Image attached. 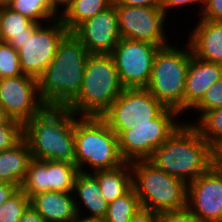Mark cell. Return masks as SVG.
Wrapping results in <instances>:
<instances>
[{
	"mask_svg": "<svg viewBox=\"0 0 222 222\" xmlns=\"http://www.w3.org/2000/svg\"><path fill=\"white\" fill-rule=\"evenodd\" d=\"M88 56L72 32L62 38L53 60L37 79L39 97L46 107H67L78 96Z\"/></svg>",
	"mask_w": 222,
	"mask_h": 222,
	"instance_id": "6da1fadb",
	"label": "cell"
},
{
	"mask_svg": "<svg viewBox=\"0 0 222 222\" xmlns=\"http://www.w3.org/2000/svg\"><path fill=\"white\" fill-rule=\"evenodd\" d=\"M148 160L188 184L216 163V150L192 124L183 122Z\"/></svg>",
	"mask_w": 222,
	"mask_h": 222,
	"instance_id": "7a4b0ae2",
	"label": "cell"
},
{
	"mask_svg": "<svg viewBox=\"0 0 222 222\" xmlns=\"http://www.w3.org/2000/svg\"><path fill=\"white\" fill-rule=\"evenodd\" d=\"M32 158L75 163L74 114L67 107H45L23 125Z\"/></svg>",
	"mask_w": 222,
	"mask_h": 222,
	"instance_id": "3957f363",
	"label": "cell"
},
{
	"mask_svg": "<svg viewBox=\"0 0 222 222\" xmlns=\"http://www.w3.org/2000/svg\"><path fill=\"white\" fill-rule=\"evenodd\" d=\"M125 88L111 54H89L78 96L67 106L77 117H101Z\"/></svg>",
	"mask_w": 222,
	"mask_h": 222,
	"instance_id": "277c9868",
	"label": "cell"
},
{
	"mask_svg": "<svg viewBox=\"0 0 222 222\" xmlns=\"http://www.w3.org/2000/svg\"><path fill=\"white\" fill-rule=\"evenodd\" d=\"M74 138L75 164L80 172L113 169L125 163L117 134L101 117L74 115Z\"/></svg>",
	"mask_w": 222,
	"mask_h": 222,
	"instance_id": "5b68a950",
	"label": "cell"
},
{
	"mask_svg": "<svg viewBox=\"0 0 222 222\" xmlns=\"http://www.w3.org/2000/svg\"><path fill=\"white\" fill-rule=\"evenodd\" d=\"M132 186L141 207L156 213L187 208V184L149 160L131 162Z\"/></svg>",
	"mask_w": 222,
	"mask_h": 222,
	"instance_id": "8992f818",
	"label": "cell"
},
{
	"mask_svg": "<svg viewBox=\"0 0 222 222\" xmlns=\"http://www.w3.org/2000/svg\"><path fill=\"white\" fill-rule=\"evenodd\" d=\"M171 43L157 51L146 89L165 107L184 115V90L190 58L189 44L178 48Z\"/></svg>",
	"mask_w": 222,
	"mask_h": 222,
	"instance_id": "52a82bcc",
	"label": "cell"
},
{
	"mask_svg": "<svg viewBox=\"0 0 222 222\" xmlns=\"http://www.w3.org/2000/svg\"><path fill=\"white\" fill-rule=\"evenodd\" d=\"M178 116L176 110L165 108L151 120V124L124 130L118 136V145L125 162L148 160L154 150L162 145L182 123L178 120Z\"/></svg>",
	"mask_w": 222,
	"mask_h": 222,
	"instance_id": "ba28073f",
	"label": "cell"
},
{
	"mask_svg": "<svg viewBox=\"0 0 222 222\" xmlns=\"http://www.w3.org/2000/svg\"><path fill=\"white\" fill-rule=\"evenodd\" d=\"M165 107L146 88H125L101 116L119 136L132 127L149 125Z\"/></svg>",
	"mask_w": 222,
	"mask_h": 222,
	"instance_id": "9c48e42d",
	"label": "cell"
},
{
	"mask_svg": "<svg viewBox=\"0 0 222 222\" xmlns=\"http://www.w3.org/2000/svg\"><path fill=\"white\" fill-rule=\"evenodd\" d=\"M161 46L145 41L121 38L111 55L124 88H146L154 57Z\"/></svg>",
	"mask_w": 222,
	"mask_h": 222,
	"instance_id": "30bf717a",
	"label": "cell"
},
{
	"mask_svg": "<svg viewBox=\"0 0 222 222\" xmlns=\"http://www.w3.org/2000/svg\"><path fill=\"white\" fill-rule=\"evenodd\" d=\"M67 33L60 18L48 25L40 24L18 50L23 74L38 79L53 60L58 44Z\"/></svg>",
	"mask_w": 222,
	"mask_h": 222,
	"instance_id": "8fae6325",
	"label": "cell"
},
{
	"mask_svg": "<svg viewBox=\"0 0 222 222\" xmlns=\"http://www.w3.org/2000/svg\"><path fill=\"white\" fill-rule=\"evenodd\" d=\"M115 8L121 38L145 41L161 47L170 44L164 30L168 19L162 9L136 6Z\"/></svg>",
	"mask_w": 222,
	"mask_h": 222,
	"instance_id": "7c38bea8",
	"label": "cell"
},
{
	"mask_svg": "<svg viewBox=\"0 0 222 222\" xmlns=\"http://www.w3.org/2000/svg\"><path fill=\"white\" fill-rule=\"evenodd\" d=\"M0 106L23 125L46 107L39 97L37 79L24 74L0 79Z\"/></svg>",
	"mask_w": 222,
	"mask_h": 222,
	"instance_id": "4fadbf2b",
	"label": "cell"
},
{
	"mask_svg": "<svg viewBox=\"0 0 222 222\" xmlns=\"http://www.w3.org/2000/svg\"><path fill=\"white\" fill-rule=\"evenodd\" d=\"M79 172L75 163L32 159L19 188L29 199L43 192H73Z\"/></svg>",
	"mask_w": 222,
	"mask_h": 222,
	"instance_id": "5bb4252c",
	"label": "cell"
},
{
	"mask_svg": "<svg viewBox=\"0 0 222 222\" xmlns=\"http://www.w3.org/2000/svg\"><path fill=\"white\" fill-rule=\"evenodd\" d=\"M187 209L201 222H222V168L217 163L187 184Z\"/></svg>",
	"mask_w": 222,
	"mask_h": 222,
	"instance_id": "9a60e30c",
	"label": "cell"
},
{
	"mask_svg": "<svg viewBox=\"0 0 222 222\" xmlns=\"http://www.w3.org/2000/svg\"><path fill=\"white\" fill-rule=\"evenodd\" d=\"M72 33L89 54H111L121 39L115 5L84 21Z\"/></svg>",
	"mask_w": 222,
	"mask_h": 222,
	"instance_id": "2e32d148",
	"label": "cell"
},
{
	"mask_svg": "<svg viewBox=\"0 0 222 222\" xmlns=\"http://www.w3.org/2000/svg\"><path fill=\"white\" fill-rule=\"evenodd\" d=\"M222 76V65L191 56L184 90V114L204 96L207 89Z\"/></svg>",
	"mask_w": 222,
	"mask_h": 222,
	"instance_id": "e0dca14e",
	"label": "cell"
},
{
	"mask_svg": "<svg viewBox=\"0 0 222 222\" xmlns=\"http://www.w3.org/2000/svg\"><path fill=\"white\" fill-rule=\"evenodd\" d=\"M188 38L195 57L222 65V22L199 19Z\"/></svg>",
	"mask_w": 222,
	"mask_h": 222,
	"instance_id": "ac0fdd59",
	"label": "cell"
},
{
	"mask_svg": "<svg viewBox=\"0 0 222 222\" xmlns=\"http://www.w3.org/2000/svg\"><path fill=\"white\" fill-rule=\"evenodd\" d=\"M73 192H43L30 198V205L47 222H69L76 214Z\"/></svg>",
	"mask_w": 222,
	"mask_h": 222,
	"instance_id": "d6986e66",
	"label": "cell"
},
{
	"mask_svg": "<svg viewBox=\"0 0 222 222\" xmlns=\"http://www.w3.org/2000/svg\"><path fill=\"white\" fill-rule=\"evenodd\" d=\"M73 193H75L73 196L78 214H82V216H84L80 211L82 206L77 203L80 200L81 204H84V208L90 211L89 217L100 219L105 217L108 210V203L103 197V193L100 190L97 179L91 173L79 172L77 174ZM77 198L79 200H77Z\"/></svg>",
	"mask_w": 222,
	"mask_h": 222,
	"instance_id": "ffe728a7",
	"label": "cell"
},
{
	"mask_svg": "<svg viewBox=\"0 0 222 222\" xmlns=\"http://www.w3.org/2000/svg\"><path fill=\"white\" fill-rule=\"evenodd\" d=\"M26 140L0 152V182H9L20 187L32 160Z\"/></svg>",
	"mask_w": 222,
	"mask_h": 222,
	"instance_id": "44dd1931",
	"label": "cell"
},
{
	"mask_svg": "<svg viewBox=\"0 0 222 222\" xmlns=\"http://www.w3.org/2000/svg\"><path fill=\"white\" fill-rule=\"evenodd\" d=\"M90 173L97 179L108 204L126 194L133 187L131 162H125L113 169L96 170Z\"/></svg>",
	"mask_w": 222,
	"mask_h": 222,
	"instance_id": "7402d4cb",
	"label": "cell"
},
{
	"mask_svg": "<svg viewBox=\"0 0 222 222\" xmlns=\"http://www.w3.org/2000/svg\"><path fill=\"white\" fill-rule=\"evenodd\" d=\"M39 25L8 7L0 8V41L9 43L17 51Z\"/></svg>",
	"mask_w": 222,
	"mask_h": 222,
	"instance_id": "603a6c76",
	"label": "cell"
},
{
	"mask_svg": "<svg viewBox=\"0 0 222 222\" xmlns=\"http://www.w3.org/2000/svg\"><path fill=\"white\" fill-rule=\"evenodd\" d=\"M113 4V0H71L59 18L68 32H73L84 21L93 18Z\"/></svg>",
	"mask_w": 222,
	"mask_h": 222,
	"instance_id": "cb8c5ba5",
	"label": "cell"
},
{
	"mask_svg": "<svg viewBox=\"0 0 222 222\" xmlns=\"http://www.w3.org/2000/svg\"><path fill=\"white\" fill-rule=\"evenodd\" d=\"M7 7L24 15L34 23H49L59 18V14L49 5L47 0H12Z\"/></svg>",
	"mask_w": 222,
	"mask_h": 222,
	"instance_id": "d4e9b609",
	"label": "cell"
},
{
	"mask_svg": "<svg viewBox=\"0 0 222 222\" xmlns=\"http://www.w3.org/2000/svg\"><path fill=\"white\" fill-rule=\"evenodd\" d=\"M199 122L191 123L216 151L222 146V108L204 112Z\"/></svg>",
	"mask_w": 222,
	"mask_h": 222,
	"instance_id": "484cf974",
	"label": "cell"
},
{
	"mask_svg": "<svg viewBox=\"0 0 222 222\" xmlns=\"http://www.w3.org/2000/svg\"><path fill=\"white\" fill-rule=\"evenodd\" d=\"M140 208L139 198L132 187L126 194L108 204L103 222H129Z\"/></svg>",
	"mask_w": 222,
	"mask_h": 222,
	"instance_id": "4316f807",
	"label": "cell"
},
{
	"mask_svg": "<svg viewBox=\"0 0 222 222\" xmlns=\"http://www.w3.org/2000/svg\"><path fill=\"white\" fill-rule=\"evenodd\" d=\"M29 205V197L19 188L7 202L0 205V222H19Z\"/></svg>",
	"mask_w": 222,
	"mask_h": 222,
	"instance_id": "83f0119b",
	"label": "cell"
},
{
	"mask_svg": "<svg viewBox=\"0 0 222 222\" xmlns=\"http://www.w3.org/2000/svg\"><path fill=\"white\" fill-rule=\"evenodd\" d=\"M23 75L18 51L7 42L0 41V79Z\"/></svg>",
	"mask_w": 222,
	"mask_h": 222,
	"instance_id": "f1b7e54d",
	"label": "cell"
},
{
	"mask_svg": "<svg viewBox=\"0 0 222 222\" xmlns=\"http://www.w3.org/2000/svg\"><path fill=\"white\" fill-rule=\"evenodd\" d=\"M222 108V76L207 89L202 99L191 109L202 115L206 111Z\"/></svg>",
	"mask_w": 222,
	"mask_h": 222,
	"instance_id": "f546056e",
	"label": "cell"
},
{
	"mask_svg": "<svg viewBox=\"0 0 222 222\" xmlns=\"http://www.w3.org/2000/svg\"><path fill=\"white\" fill-rule=\"evenodd\" d=\"M22 139V123L11 119L7 124L0 125V152L14 147Z\"/></svg>",
	"mask_w": 222,
	"mask_h": 222,
	"instance_id": "4dcf8cb0",
	"label": "cell"
},
{
	"mask_svg": "<svg viewBox=\"0 0 222 222\" xmlns=\"http://www.w3.org/2000/svg\"><path fill=\"white\" fill-rule=\"evenodd\" d=\"M159 222H201L187 208L159 213Z\"/></svg>",
	"mask_w": 222,
	"mask_h": 222,
	"instance_id": "1f68e13d",
	"label": "cell"
},
{
	"mask_svg": "<svg viewBox=\"0 0 222 222\" xmlns=\"http://www.w3.org/2000/svg\"><path fill=\"white\" fill-rule=\"evenodd\" d=\"M200 14V19L222 22V0H206Z\"/></svg>",
	"mask_w": 222,
	"mask_h": 222,
	"instance_id": "d6a6232c",
	"label": "cell"
},
{
	"mask_svg": "<svg viewBox=\"0 0 222 222\" xmlns=\"http://www.w3.org/2000/svg\"><path fill=\"white\" fill-rule=\"evenodd\" d=\"M163 0H113L115 6L152 7L162 9Z\"/></svg>",
	"mask_w": 222,
	"mask_h": 222,
	"instance_id": "836d02e7",
	"label": "cell"
},
{
	"mask_svg": "<svg viewBox=\"0 0 222 222\" xmlns=\"http://www.w3.org/2000/svg\"><path fill=\"white\" fill-rule=\"evenodd\" d=\"M205 2H206V0H163L162 10L166 14V16H168L169 14H167V13H169L168 11L170 9L172 10V8H175V7L176 8H179V7L182 8L186 5L190 6V4L192 5V4H197V3L200 4L201 3V5H199V6H201L200 10L202 12V10L204 8V5H205Z\"/></svg>",
	"mask_w": 222,
	"mask_h": 222,
	"instance_id": "e575fe53",
	"label": "cell"
},
{
	"mask_svg": "<svg viewBox=\"0 0 222 222\" xmlns=\"http://www.w3.org/2000/svg\"><path fill=\"white\" fill-rule=\"evenodd\" d=\"M129 222H159V213L141 207Z\"/></svg>",
	"mask_w": 222,
	"mask_h": 222,
	"instance_id": "d590c367",
	"label": "cell"
},
{
	"mask_svg": "<svg viewBox=\"0 0 222 222\" xmlns=\"http://www.w3.org/2000/svg\"><path fill=\"white\" fill-rule=\"evenodd\" d=\"M19 187L9 182H0V205L7 202L8 199L14 194Z\"/></svg>",
	"mask_w": 222,
	"mask_h": 222,
	"instance_id": "8d00e7d4",
	"label": "cell"
},
{
	"mask_svg": "<svg viewBox=\"0 0 222 222\" xmlns=\"http://www.w3.org/2000/svg\"><path fill=\"white\" fill-rule=\"evenodd\" d=\"M19 222H47L31 205L27 207Z\"/></svg>",
	"mask_w": 222,
	"mask_h": 222,
	"instance_id": "74e56055",
	"label": "cell"
},
{
	"mask_svg": "<svg viewBox=\"0 0 222 222\" xmlns=\"http://www.w3.org/2000/svg\"><path fill=\"white\" fill-rule=\"evenodd\" d=\"M71 0H47L49 5L60 15L61 12L69 5ZM62 9L60 10V8Z\"/></svg>",
	"mask_w": 222,
	"mask_h": 222,
	"instance_id": "f35d334b",
	"label": "cell"
},
{
	"mask_svg": "<svg viewBox=\"0 0 222 222\" xmlns=\"http://www.w3.org/2000/svg\"><path fill=\"white\" fill-rule=\"evenodd\" d=\"M69 222H103V219L89 217L86 214V217H81V214H76Z\"/></svg>",
	"mask_w": 222,
	"mask_h": 222,
	"instance_id": "ab89813d",
	"label": "cell"
},
{
	"mask_svg": "<svg viewBox=\"0 0 222 222\" xmlns=\"http://www.w3.org/2000/svg\"><path fill=\"white\" fill-rule=\"evenodd\" d=\"M11 118L7 115V113L0 106V125L7 124Z\"/></svg>",
	"mask_w": 222,
	"mask_h": 222,
	"instance_id": "60d3db41",
	"label": "cell"
},
{
	"mask_svg": "<svg viewBox=\"0 0 222 222\" xmlns=\"http://www.w3.org/2000/svg\"><path fill=\"white\" fill-rule=\"evenodd\" d=\"M216 163L222 168V146L216 151Z\"/></svg>",
	"mask_w": 222,
	"mask_h": 222,
	"instance_id": "b9f144b4",
	"label": "cell"
},
{
	"mask_svg": "<svg viewBox=\"0 0 222 222\" xmlns=\"http://www.w3.org/2000/svg\"><path fill=\"white\" fill-rule=\"evenodd\" d=\"M12 0H0V8L7 7Z\"/></svg>",
	"mask_w": 222,
	"mask_h": 222,
	"instance_id": "7bdbcfd3",
	"label": "cell"
}]
</instances>
